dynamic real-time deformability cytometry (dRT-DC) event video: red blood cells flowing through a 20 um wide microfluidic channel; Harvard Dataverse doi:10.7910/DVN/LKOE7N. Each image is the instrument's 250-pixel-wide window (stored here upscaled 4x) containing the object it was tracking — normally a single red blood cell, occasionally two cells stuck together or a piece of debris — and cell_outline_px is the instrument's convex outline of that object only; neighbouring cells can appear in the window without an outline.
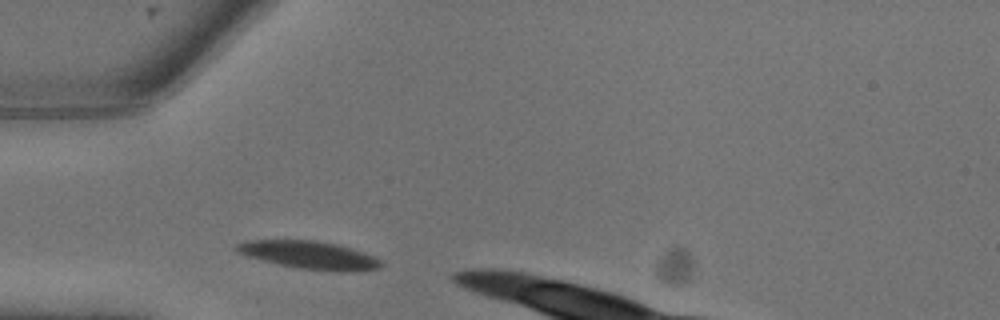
{"species": "common noctule bat (a hibernating species)", "species_latin": "Nyctalus noctula", "temperature_condition": "warm", "stored_images_in_passage": 1, "camera_frame_rate_fps": 3000, "um_per_image_px": 0.085, "animal": {"sex": "male", "body_mass_g": 13.3}, "frame": {"image": 1, "passage_image": 1, "time_ms": 0.0, "image_size_px": [1000, 320], "cell_outline_px": [[384, 264], [380, 268], [348, 272], [336, 272], [300, 268], [260, 260], [236, 252], [232, 248], [236, 244], [248, 240], [312, 240], [336, 244], [372, 256], [380, 260]], "centroid_in_image_um": [26.24, 21.68], "position_along_channel_um": 58.8, "area_um2": 23.29}}